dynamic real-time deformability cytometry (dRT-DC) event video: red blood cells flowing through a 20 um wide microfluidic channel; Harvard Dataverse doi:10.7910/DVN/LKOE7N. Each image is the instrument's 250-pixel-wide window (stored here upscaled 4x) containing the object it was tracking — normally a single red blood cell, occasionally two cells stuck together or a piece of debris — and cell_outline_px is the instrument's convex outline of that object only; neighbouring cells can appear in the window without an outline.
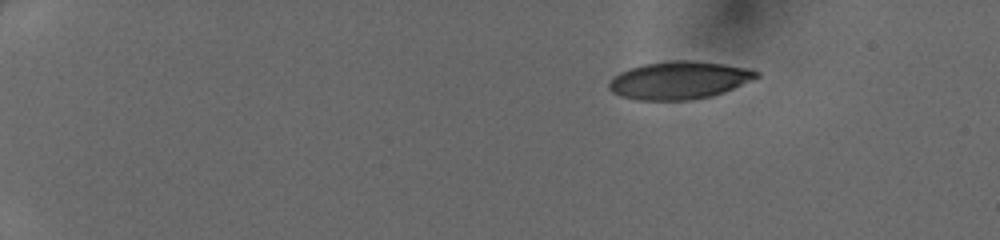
{"species": "human", "species_latin": "Homo sapiens", "temperature_condition": "cold", "stored_images_in_passage": 41, "camera_frame_rate_fps": 3000, "um_per_image_px": 0.085, "donor": {"sex": "female"}, "frame": {"image": 1, "passage_image": 1, "time_ms": 0.0, "image_size_px": [1000, 240], "cell_outline_px": [[760, 76], [724, 92], [712, 96], [688, 100], [636, 100], [620, 96], [612, 92], [608, 88], [608, 80], [612, 76], [628, 68], [644, 64], [672, 60], [688, 60], [724, 64], [752, 68], [760, 72]], "centroid_in_image_um": [57.7, 6.82], "position_along_channel_um": 27.3, "area_um2": 32.71}}
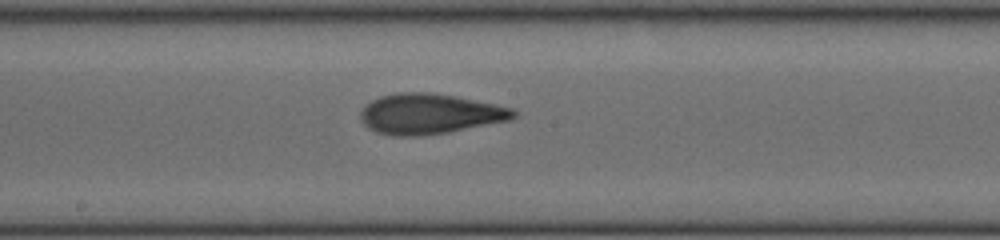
{"frame": {"image": 2, "passage_image": 22, "time_ms": 7.0, "image_size_px": [1000, 240], "cell_outline_px": [[516, 116], [512, 120], [448, 132], [420, 136], [392, 136], [376, 132], [368, 128], [360, 120], [360, 112], [364, 104], [380, 96], [400, 92], [428, 92], [452, 96], [496, 104], [512, 108], [516, 112]], "centroid_in_image_um": [36.49, 9.69], "position_along_channel_um": 211.7, "area_um2": 36.07}}
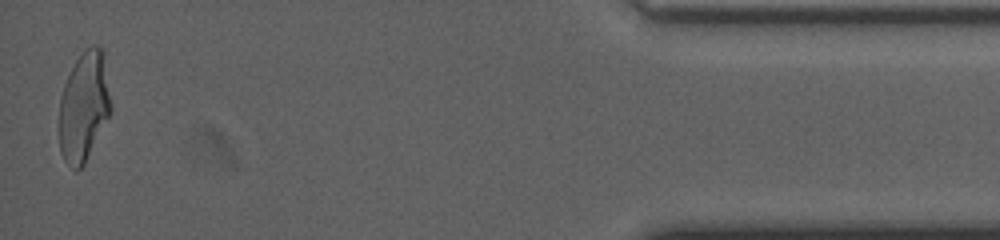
{"frame": {"image": 3, "passage_image": 41, "time_ms": 13.333, "image_size_px": [1000, 240], "cell_outline_px": [[112, 112], [84, 164], [76, 172], [64, 160], [60, 152], [60, 96], [64, 84], [76, 60], [92, 44], [96, 44], [104, 48], [112, 104]], "centroid_in_image_um": [7.18, 9.04], "position_along_channel_um": 428.0, "area_um2": 33.35}}